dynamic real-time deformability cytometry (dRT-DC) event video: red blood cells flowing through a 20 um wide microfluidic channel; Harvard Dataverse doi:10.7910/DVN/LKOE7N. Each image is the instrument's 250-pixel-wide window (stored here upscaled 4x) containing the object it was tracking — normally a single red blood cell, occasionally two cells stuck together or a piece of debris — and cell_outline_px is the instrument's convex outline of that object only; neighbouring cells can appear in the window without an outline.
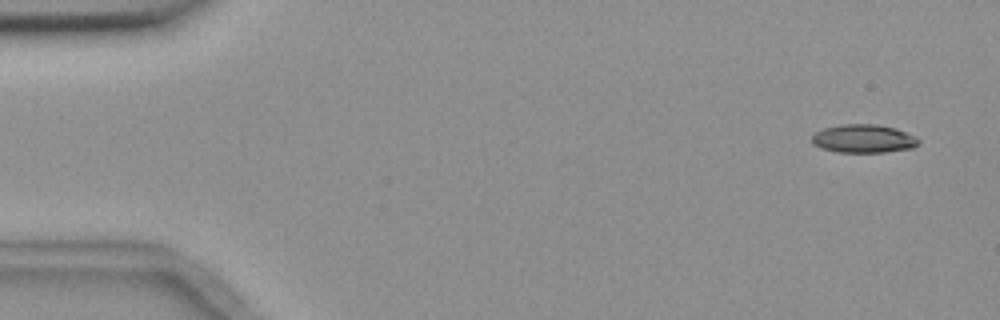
{"species": "common noctule bat (a hibernating species)", "species_latin": "Nyctalus noctula", "temperature_condition": "room temperature", "stored_images_in_passage": 5, "camera_frame_rate_fps": 3000, "um_per_image_px": 0.085, "animal": {"sex": "female", "body_mass_g": 18.4}, "frame": {"image": 1, "passage_image": 1, "time_ms": 0.0, "image_size_px": [1000, 320], "cell_outline_px": [[920, 144], [912, 148], [884, 152], [836, 152], [820, 148], [812, 144], [812, 136], [816, 132], [824, 128], [840, 124], [876, 124], [896, 128], [916, 136], [920, 140]], "centroid_in_image_um": [73.41, 11.78], "position_along_channel_um": 11.6, "area_um2": 17.8}}
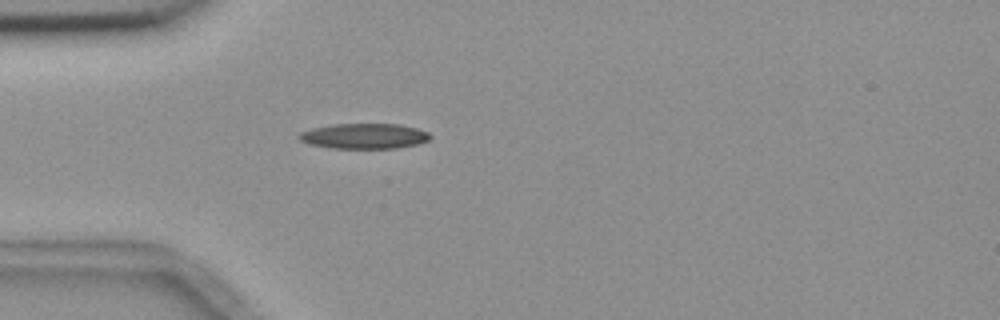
{"frame": {"image": 2, "passage_image": 5, "time_ms": 4.333, "image_size_px": [1000, 320], "cell_outline_px": [[432, 136], [428, 140], [416, 144], [396, 148], [328, 148], [308, 144], [300, 140], [296, 136], [300, 132], [312, 128], [332, 124], [400, 124], [416, 128], [428, 132]], "centroid_in_image_um": [30.91, 11.56], "position_along_channel_um": 54.1, "area_um2": 19.42}}